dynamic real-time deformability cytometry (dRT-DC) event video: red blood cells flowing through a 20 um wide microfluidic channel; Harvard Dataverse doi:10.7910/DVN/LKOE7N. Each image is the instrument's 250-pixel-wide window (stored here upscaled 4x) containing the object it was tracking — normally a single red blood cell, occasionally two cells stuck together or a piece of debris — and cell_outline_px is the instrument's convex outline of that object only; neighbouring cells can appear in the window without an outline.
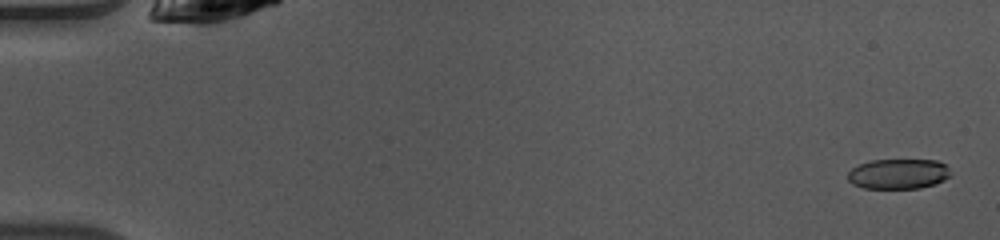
{"species": "common noctule bat (a hibernating species)", "species_latin": "Nyctalus noctula", "temperature_condition": "warm", "stored_images_in_passage": 49, "camera_frame_rate_fps": 3000, "um_per_image_px": 0.085, "animal": {"sex": "female", "body_mass_g": 10.0, "forearm_length_mm": 53.1}, "frame": {"image": 1, "passage_image": 2, "time_ms": 0.333, "image_size_px": [1000, 240], "cell_outline_px": [[952, 172], [944, 180], [936, 184], [920, 188], [864, 188], [852, 184], [848, 180], [848, 172], [852, 168], [860, 164], [872, 160], [936, 160], [944, 164]], "centroid_in_image_um": [76.36, 14.78], "position_along_channel_um": 8.6, "area_um2": 18.03}}
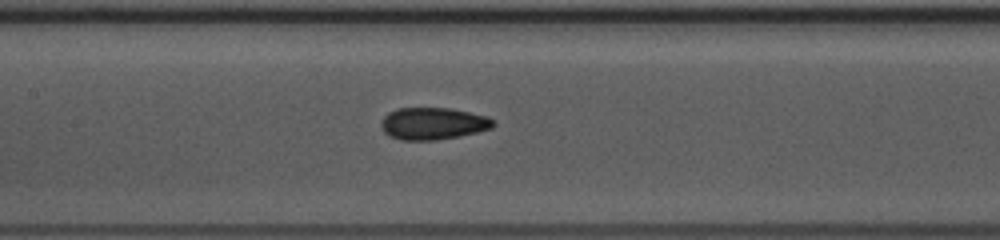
{"frame": {"image": 2, "passage_image": 24, "time_ms": 7.667, "image_size_px": [1000, 240], "cell_outline_px": [[496, 124], [492, 128], [460, 136], [436, 140], [400, 140], [388, 136], [384, 132], [380, 124], [384, 116], [388, 112], [396, 108], [452, 108], [488, 116], [496, 120]], "centroid_in_image_um": [36.82, 10.5], "position_along_channel_um": 170.6, "area_um2": 21.27}}
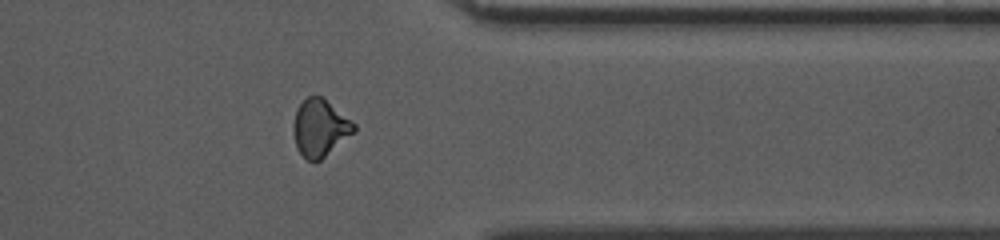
{"frame": {"image": 3, "passage_image": 40, "time_ms": 13.0, "image_size_px": [1000, 240], "cell_outline_px": [[356, 132], [320, 160], [312, 164], [296, 148], [296, 112], [300, 104], [308, 96], [320, 96], [356, 124]], "centroid_in_image_um": [27.25, 10.91], "position_along_channel_um": 384.1, "area_um2": 19.54}, "authors_computed_cell_mechanics": {"area_um2": 19.9988, "velocity_mm_per_s": 4.1198, "shape_relaxation_time_tau1_ms": 3.9172, "shape_relaxation_time_tau2_ms": 1.7207, "deformation_change_tau1": 0.1133, "deformation_change_tau2": 0.0664}}